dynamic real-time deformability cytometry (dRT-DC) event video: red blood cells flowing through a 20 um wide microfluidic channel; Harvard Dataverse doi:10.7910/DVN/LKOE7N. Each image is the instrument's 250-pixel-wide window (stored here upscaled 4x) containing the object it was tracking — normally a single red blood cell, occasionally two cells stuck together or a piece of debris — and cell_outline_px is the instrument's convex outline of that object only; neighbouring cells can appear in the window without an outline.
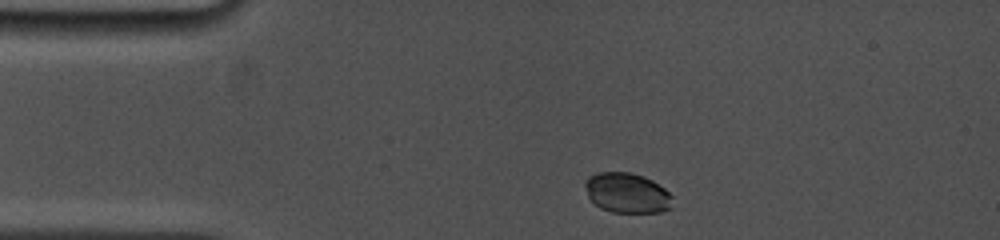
{"species": "common noctule bat (a hibernating species)", "species_latin": "Nyctalus noctula", "temperature_condition": "cold", "stored_images_in_passage": 6, "camera_frame_rate_fps": 5000, "um_per_image_px": 0.085, "animal": {"sex": "female", "body_mass_g": 19.0, "forearm_length_mm": 53.3}, "frame": {"image": 1, "passage_image": 1, "time_ms": 0.0, "image_size_px": [1000, 240], "cell_outline_px": [[672, 208], [660, 212], [612, 212], [600, 208], [588, 196], [584, 184], [584, 180], [588, 176], [596, 172], [632, 172], [644, 176], [652, 180], [664, 188], [672, 196]], "centroid_in_image_um": [53.29, 16.38], "position_along_channel_um": 31.7, "area_um2": 20.58}}
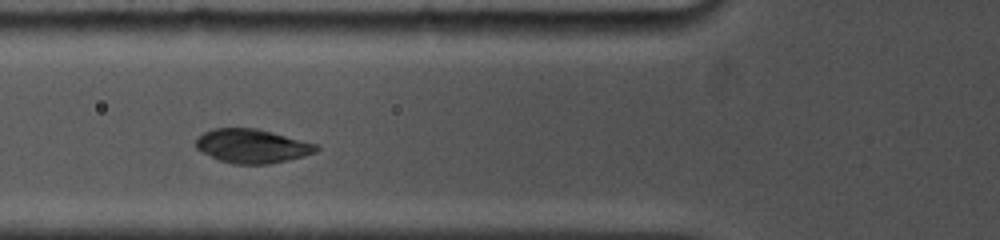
{"frame": {"image": 2, "passage_image": 4, "time_ms": 3.0, "image_size_px": [1000, 240], "cell_outline_px": [[320, 148], [316, 152], [304, 156], [288, 160], [268, 164], [232, 164], [220, 160], [196, 148], [196, 140], [204, 132], [212, 128], [256, 128], [272, 132], [316, 144]], "centroid_in_image_um": [21.44, 12.41], "position_along_channel_um": 104.4, "area_um2": 23.58}}
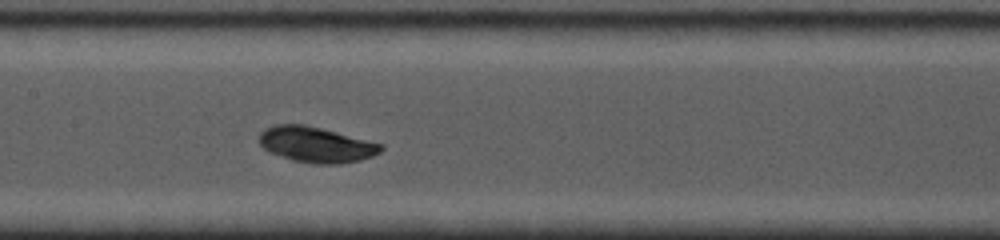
{"frame": {"image": 3, "passage_image": 6, "time_ms": 5.0, "image_size_px": [1000, 240], "cell_outline_px": [[384, 148], [380, 152], [372, 156], [360, 160], [340, 164], [316, 164], [292, 160], [272, 152], [264, 148], [260, 144], [260, 132], [264, 128], [276, 124], [304, 124], [384, 144]], "centroid_in_image_um": [26.89, 12.29], "position_along_channel_um": 180.5, "area_um2": 25.09}}